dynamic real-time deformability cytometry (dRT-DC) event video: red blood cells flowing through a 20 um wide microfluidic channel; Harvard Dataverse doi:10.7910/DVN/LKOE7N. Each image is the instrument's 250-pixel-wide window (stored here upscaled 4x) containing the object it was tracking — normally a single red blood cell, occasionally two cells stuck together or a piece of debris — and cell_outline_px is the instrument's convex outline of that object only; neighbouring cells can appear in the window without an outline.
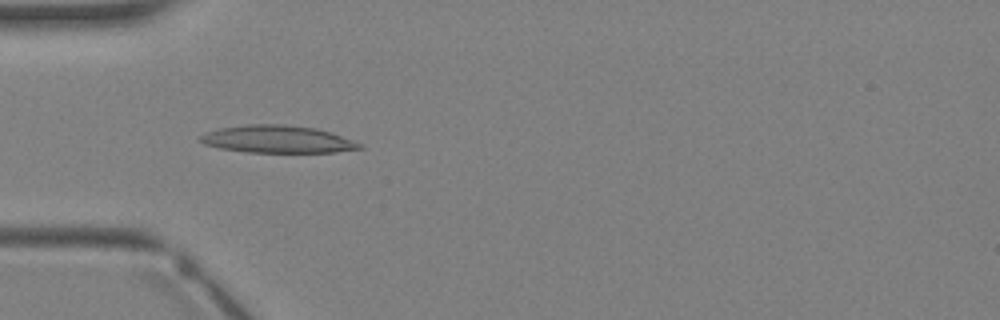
{"species": "Egyptian fruit bat (a non-hibernating species)", "species_latin": "Rousettus aegyptiacus", "temperature_condition": "warm", "stored_images_in_passage": 3, "camera_frame_rate_fps": 3000, "um_per_image_px": 0.085, "animal": {"sex": "female"}, "frame": {"image": 1, "passage_image": 2, "time_ms": 1.333, "image_size_px": [1000, 320], "cell_outline_px": [[364, 148], [332, 152], [248, 152], [220, 148], [204, 144], [200, 140], [200, 136], [204, 132], [220, 128], [248, 124], [284, 124], [316, 128], [332, 132], [364, 144]], "centroid_in_image_um": [23.61, 11.83], "position_along_channel_um": 61.4, "area_um2": 25.55}}
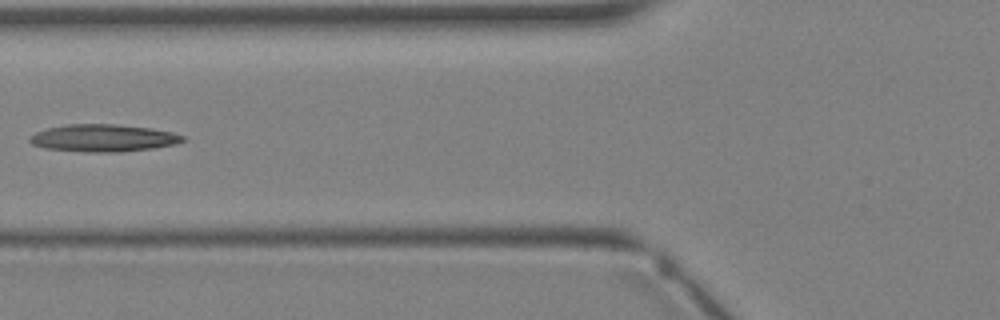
{"frame": {"image": 2, "passage_image": 3, "time_ms": 2.333, "image_size_px": [1000, 320], "cell_outline_px": [[184, 140], [176, 144], [152, 148], [120, 152], [84, 152], [44, 148], [32, 144], [28, 140], [36, 132], [48, 128], [68, 124], [112, 124], [152, 128], [172, 132], [184, 136]], "centroid_in_image_um": [8.78, 11.73], "position_along_channel_um": 117.0, "area_um2": 24.28}}